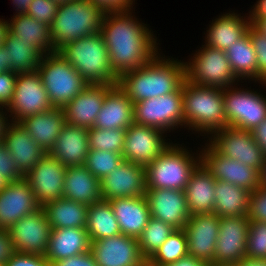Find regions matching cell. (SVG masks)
<instances>
[{
    "label": "cell",
    "instance_id": "cell-50",
    "mask_svg": "<svg viewBox=\"0 0 266 266\" xmlns=\"http://www.w3.org/2000/svg\"><path fill=\"white\" fill-rule=\"evenodd\" d=\"M104 13L131 10L133 0H89Z\"/></svg>",
    "mask_w": 266,
    "mask_h": 266
},
{
    "label": "cell",
    "instance_id": "cell-34",
    "mask_svg": "<svg viewBox=\"0 0 266 266\" xmlns=\"http://www.w3.org/2000/svg\"><path fill=\"white\" fill-rule=\"evenodd\" d=\"M12 21V22H11ZM9 23V31L44 55L56 52L50 35V27L27 14L15 15ZM48 51V52H47Z\"/></svg>",
    "mask_w": 266,
    "mask_h": 266
},
{
    "label": "cell",
    "instance_id": "cell-61",
    "mask_svg": "<svg viewBox=\"0 0 266 266\" xmlns=\"http://www.w3.org/2000/svg\"><path fill=\"white\" fill-rule=\"evenodd\" d=\"M252 24L264 35H266V18L265 19H250Z\"/></svg>",
    "mask_w": 266,
    "mask_h": 266
},
{
    "label": "cell",
    "instance_id": "cell-63",
    "mask_svg": "<svg viewBox=\"0 0 266 266\" xmlns=\"http://www.w3.org/2000/svg\"><path fill=\"white\" fill-rule=\"evenodd\" d=\"M8 182L4 179V177L0 174V189L3 188Z\"/></svg>",
    "mask_w": 266,
    "mask_h": 266
},
{
    "label": "cell",
    "instance_id": "cell-1",
    "mask_svg": "<svg viewBox=\"0 0 266 266\" xmlns=\"http://www.w3.org/2000/svg\"><path fill=\"white\" fill-rule=\"evenodd\" d=\"M145 25L133 19L130 10L105 13L100 33L118 77L141 68L159 54L156 39Z\"/></svg>",
    "mask_w": 266,
    "mask_h": 266
},
{
    "label": "cell",
    "instance_id": "cell-31",
    "mask_svg": "<svg viewBox=\"0 0 266 266\" xmlns=\"http://www.w3.org/2000/svg\"><path fill=\"white\" fill-rule=\"evenodd\" d=\"M63 198L90 206L102 200L100 180L83 165L67 167Z\"/></svg>",
    "mask_w": 266,
    "mask_h": 266
},
{
    "label": "cell",
    "instance_id": "cell-20",
    "mask_svg": "<svg viewBox=\"0 0 266 266\" xmlns=\"http://www.w3.org/2000/svg\"><path fill=\"white\" fill-rule=\"evenodd\" d=\"M100 186L102 199L106 201L144 196L147 190L145 167L123 160L100 180Z\"/></svg>",
    "mask_w": 266,
    "mask_h": 266
},
{
    "label": "cell",
    "instance_id": "cell-56",
    "mask_svg": "<svg viewBox=\"0 0 266 266\" xmlns=\"http://www.w3.org/2000/svg\"><path fill=\"white\" fill-rule=\"evenodd\" d=\"M13 1V5H15V7H17V11L18 14L16 15H23L26 14L28 9L30 8L31 2L33 0H12Z\"/></svg>",
    "mask_w": 266,
    "mask_h": 266
},
{
    "label": "cell",
    "instance_id": "cell-6",
    "mask_svg": "<svg viewBox=\"0 0 266 266\" xmlns=\"http://www.w3.org/2000/svg\"><path fill=\"white\" fill-rule=\"evenodd\" d=\"M186 150L170 144L145 168L146 188L185 191L191 174L201 164L200 156L195 161Z\"/></svg>",
    "mask_w": 266,
    "mask_h": 266
},
{
    "label": "cell",
    "instance_id": "cell-22",
    "mask_svg": "<svg viewBox=\"0 0 266 266\" xmlns=\"http://www.w3.org/2000/svg\"><path fill=\"white\" fill-rule=\"evenodd\" d=\"M151 217L183 229L190 218L186 194L183 190L147 189L145 193Z\"/></svg>",
    "mask_w": 266,
    "mask_h": 266
},
{
    "label": "cell",
    "instance_id": "cell-25",
    "mask_svg": "<svg viewBox=\"0 0 266 266\" xmlns=\"http://www.w3.org/2000/svg\"><path fill=\"white\" fill-rule=\"evenodd\" d=\"M89 151L88 129L66 123L49 153L70 167L84 165Z\"/></svg>",
    "mask_w": 266,
    "mask_h": 266
},
{
    "label": "cell",
    "instance_id": "cell-48",
    "mask_svg": "<svg viewBox=\"0 0 266 266\" xmlns=\"http://www.w3.org/2000/svg\"><path fill=\"white\" fill-rule=\"evenodd\" d=\"M17 73L12 71L0 72V108L7 107L11 103L15 90ZM2 106V107H1Z\"/></svg>",
    "mask_w": 266,
    "mask_h": 266
},
{
    "label": "cell",
    "instance_id": "cell-15",
    "mask_svg": "<svg viewBox=\"0 0 266 266\" xmlns=\"http://www.w3.org/2000/svg\"><path fill=\"white\" fill-rule=\"evenodd\" d=\"M201 152V164L216 179L242 187L250 192L260 186L257 169L220 154L210 143Z\"/></svg>",
    "mask_w": 266,
    "mask_h": 266
},
{
    "label": "cell",
    "instance_id": "cell-43",
    "mask_svg": "<svg viewBox=\"0 0 266 266\" xmlns=\"http://www.w3.org/2000/svg\"><path fill=\"white\" fill-rule=\"evenodd\" d=\"M246 258L266 260V222L249 223Z\"/></svg>",
    "mask_w": 266,
    "mask_h": 266
},
{
    "label": "cell",
    "instance_id": "cell-37",
    "mask_svg": "<svg viewBox=\"0 0 266 266\" xmlns=\"http://www.w3.org/2000/svg\"><path fill=\"white\" fill-rule=\"evenodd\" d=\"M4 46L8 51V65L10 71L15 73H27L38 69L44 54L36 47H31L10 32L8 33Z\"/></svg>",
    "mask_w": 266,
    "mask_h": 266
},
{
    "label": "cell",
    "instance_id": "cell-40",
    "mask_svg": "<svg viewBox=\"0 0 266 266\" xmlns=\"http://www.w3.org/2000/svg\"><path fill=\"white\" fill-rule=\"evenodd\" d=\"M176 230L171 225L151 217L138 238L140 251L146 261L157 251L166 239Z\"/></svg>",
    "mask_w": 266,
    "mask_h": 266
},
{
    "label": "cell",
    "instance_id": "cell-24",
    "mask_svg": "<svg viewBox=\"0 0 266 266\" xmlns=\"http://www.w3.org/2000/svg\"><path fill=\"white\" fill-rule=\"evenodd\" d=\"M2 142L23 176L30 172L46 154L19 122L8 124Z\"/></svg>",
    "mask_w": 266,
    "mask_h": 266
},
{
    "label": "cell",
    "instance_id": "cell-2",
    "mask_svg": "<svg viewBox=\"0 0 266 266\" xmlns=\"http://www.w3.org/2000/svg\"><path fill=\"white\" fill-rule=\"evenodd\" d=\"M155 56L141 68L118 78V87L133 103L175 92L185 80L184 62Z\"/></svg>",
    "mask_w": 266,
    "mask_h": 266
},
{
    "label": "cell",
    "instance_id": "cell-45",
    "mask_svg": "<svg viewBox=\"0 0 266 266\" xmlns=\"http://www.w3.org/2000/svg\"><path fill=\"white\" fill-rule=\"evenodd\" d=\"M58 7L59 4L53 0H33L26 14L50 27Z\"/></svg>",
    "mask_w": 266,
    "mask_h": 266
},
{
    "label": "cell",
    "instance_id": "cell-14",
    "mask_svg": "<svg viewBox=\"0 0 266 266\" xmlns=\"http://www.w3.org/2000/svg\"><path fill=\"white\" fill-rule=\"evenodd\" d=\"M50 231V223L42 208L24 216L7 229L13 251L40 256H45Z\"/></svg>",
    "mask_w": 266,
    "mask_h": 266
},
{
    "label": "cell",
    "instance_id": "cell-16",
    "mask_svg": "<svg viewBox=\"0 0 266 266\" xmlns=\"http://www.w3.org/2000/svg\"><path fill=\"white\" fill-rule=\"evenodd\" d=\"M163 133L158 128L131 124L125 132L123 159L146 168L170 145Z\"/></svg>",
    "mask_w": 266,
    "mask_h": 266
},
{
    "label": "cell",
    "instance_id": "cell-18",
    "mask_svg": "<svg viewBox=\"0 0 266 266\" xmlns=\"http://www.w3.org/2000/svg\"><path fill=\"white\" fill-rule=\"evenodd\" d=\"M220 217L214 213L191 215L183 228L187 238L188 255L213 265Z\"/></svg>",
    "mask_w": 266,
    "mask_h": 266
},
{
    "label": "cell",
    "instance_id": "cell-55",
    "mask_svg": "<svg viewBox=\"0 0 266 266\" xmlns=\"http://www.w3.org/2000/svg\"><path fill=\"white\" fill-rule=\"evenodd\" d=\"M250 19H265L266 18V0H258L252 13H250Z\"/></svg>",
    "mask_w": 266,
    "mask_h": 266
},
{
    "label": "cell",
    "instance_id": "cell-59",
    "mask_svg": "<svg viewBox=\"0 0 266 266\" xmlns=\"http://www.w3.org/2000/svg\"><path fill=\"white\" fill-rule=\"evenodd\" d=\"M236 266H266V260L245 258L242 262L238 263Z\"/></svg>",
    "mask_w": 266,
    "mask_h": 266
},
{
    "label": "cell",
    "instance_id": "cell-26",
    "mask_svg": "<svg viewBox=\"0 0 266 266\" xmlns=\"http://www.w3.org/2000/svg\"><path fill=\"white\" fill-rule=\"evenodd\" d=\"M121 233L138 239L151 218L147 198H115L109 201Z\"/></svg>",
    "mask_w": 266,
    "mask_h": 266
},
{
    "label": "cell",
    "instance_id": "cell-46",
    "mask_svg": "<svg viewBox=\"0 0 266 266\" xmlns=\"http://www.w3.org/2000/svg\"><path fill=\"white\" fill-rule=\"evenodd\" d=\"M248 220L266 222V188L258 187L250 193Z\"/></svg>",
    "mask_w": 266,
    "mask_h": 266
},
{
    "label": "cell",
    "instance_id": "cell-10",
    "mask_svg": "<svg viewBox=\"0 0 266 266\" xmlns=\"http://www.w3.org/2000/svg\"><path fill=\"white\" fill-rule=\"evenodd\" d=\"M230 88L223 89L228 126L252 131L266 119V98L256 91Z\"/></svg>",
    "mask_w": 266,
    "mask_h": 266
},
{
    "label": "cell",
    "instance_id": "cell-7",
    "mask_svg": "<svg viewBox=\"0 0 266 266\" xmlns=\"http://www.w3.org/2000/svg\"><path fill=\"white\" fill-rule=\"evenodd\" d=\"M37 71L54 108H64L88 85L58 51L44 55Z\"/></svg>",
    "mask_w": 266,
    "mask_h": 266
},
{
    "label": "cell",
    "instance_id": "cell-44",
    "mask_svg": "<svg viewBox=\"0 0 266 266\" xmlns=\"http://www.w3.org/2000/svg\"><path fill=\"white\" fill-rule=\"evenodd\" d=\"M250 39L256 53L257 81L266 84V35L251 24Z\"/></svg>",
    "mask_w": 266,
    "mask_h": 266
},
{
    "label": "cell",
    "instance_id": "cell-52",
    "mask_svg": "<svg viewBox=\"0 0 266 266\" xmlns=\"http://www.w3.org/2000/svg\"><path fill=\"white\" fill-rule=\"evenodd\" d=\"M13 252L11 239L7 230H0V265L4 266Z\"/></svg>",
    "mask_w": 266,
    "mask_h": 266
},
{
    "label": "cell",
    "instance_id": "cell-19",
    "mask_svg": "<svg viewBox=\"0 0 266 266\" xmlns=\"http://www.w3.org/2000/svg\"><path fill=\"white\" fill-rule=\"evenodd\" d=\"M66 168L47 152L24 176L41 206L48 201L63 197Z\"/></svg>",
    "mask_w": 266,
    "mask_h": 266
},
{
    "label": "cell",
    "instance_id": "cell-62",
    "mask_svg": "<svg viewBox=\"0 0 266 266\" xmlns=\"http://www.w3.org/2000/svg\"><path fill=\"white\" fill-rule=\"evenodd\" d=\"M260 187L266 188V157L260 170Z\"/></svg>",
    "mask_w": 266,
    "mask_h": 266
},
{
    "label": "cell",
    "instance_id": "cell-5",
    "mask_svg": "<svg viewBox=\"0 0 266 266\" xmlns=\"http://www.w3.org/2000/svg\"><path fill=\"white\" fill-rule=\"evenodd\" d=\"M105 13L89 0H73L59 4L50 26L54 50L82 37L101 32Z\"/></svg>",
    "mask_w": 266,
    "mask_h": 266
},
{
    "label": "cell",
    "instance_id": "cell-41",
    "mask_svg": "<svg viewBox=\"0 0 266 266\" xmlns=\"http://www.w3.org/2000/svg\"><path fill=\"white\" fill-rule=\"evenodd\" d=\"M126 129H88L90 150H103L122 153Z\"/></svg>",
    "mask_w": 266,
    "mask_h": 266
},
{
    "label": "cell",
    "instance_id": "cell-36",
    "mask_svg": "<svg viewBox=\"0 0 266 266\" xmlns=\"http://www.w3.org/2000/svg\"><path fill=\"white\" fill-rule=\"evenodd\" d=\"M85 229L91 242L121 233L119 223L109 201L102 199L88 207Z\"/></svg>",
    "mask_w": 266,
    "mask_h": 266
},
{
    "label": "cell",
    "instance_id": "cell-60",
    "mask_svg": "<svg viewBox=\"0 0 266 266\" xmlns=\"http://www.w3.org/2000/svg\"><path fill=\"white\" fill-rule=\"evenodd\" d=\"M4 117V114L0 111V142L3 141L5 136L6 128L9 124L8 119ZM7 121V122H6Z\"/></svg>",
    "mask_w": 266,
    "mask_h": 266
},
{
    "label": "cell",
    "instance_id": "cell-23",
    "mask_svg": "<svg viewBox=\"0 0 266 266\" xmlns=\"http://www.w3.org/2000/svg\"><path fill=\"white\" fill-rule=\"evenodd\" d=\"M113 85L92 84L80 92L64 108L66 123L92 128L104 102L106 94Z\"/></svg>",
    "mask_w": 266,
    "mask_h": 266
},
{
    "label": "cell",
    "instance_id": "cell-21",
    "mask_svg": "<svg viewBox=\"0 0 266 266\" xmlns=\"http://www.w3.org/2000/svg\"><path fill=\"white\" fill-rule=\"evenodd\" d=\"M41 208L27 181L8 182L0 189V230H7L21 218Z\"/></svg>",
    "mask_w": 266,
    "mask_h": 266
},
{
    "label": "cell",
    "instance_id": "cell-51",
    "mask_svg": "<svg viewBox=\"0 0 266 266\" xmlns=\"http://www.w3.org/2000/svg\"><path fill=\"white\" fill-rule=\"evenodd\" d=\"M51 266H97L91 252L75 255L53 262Z\"/></svg>",
    "mask_w": 266,
    "mask_h": 266
},
{
    "label": "cell",
    "instance_id": "cell-35",
    "mask_svg": "<svg viewBox=\"0 0 266 266\" xmlns=\"http://www.w3.org/2000/svg\"><path fill=\"white\" fill-rule=\"evenodd\" d=\"M250 193L242 187L216 180L214 214L220 218L247 215Z\"/></svg>",
    "mask_w": 266,
    "mask_h": 266
},
{
    "label": "cell",
    "instance_id": "cell-29",
    "mask_svg": "<svg viewBox=\"0 0 266 266\" xmlns=\"http://www.w3.org/2000/svg\"><path fill=\"white\" fill-rule=\"evenodd\" d=\"M32 139L47 153L49 152L66 124L63 108L27 116L19 121Z\"/></svg>",
    "mask_w": 266,
    "mask_h": 266
},
{
    "label": "cell",
    "instance_id": "cell-27",
    "mask_svg": "<svg viewBox=\"0 0 266 266\" xmlns=\"http://www.w3.org/2000/svg\"><path fill=\"white\" fill-rule=\"evenodd\" d=\"M134 123V103L129 96L114 86L105 96L94 127L101 129H127Z\"/></svg>",
    "mask_w": 266,
    "mask_h": 266
},
{
    "label": "cell",
    "instance_id": "cell-39",
    "mask_svg": "<svg viewBox=\"0 0 266 266\" xmlns=\"http://www.w3.org/2000/svg\"><path fill=\"white\" fill-rule=\"evenodd\" d=\"M187 255L186 234L183 229H176L147 260V266H165Z\"/></svg>",
    "mask_w": 266,
    "mask_h": 266
},
{
    "label": "cell",
    "instance_id": "cell-28",
    "mask_svg": "<svg viewBox=\"0 0 266 266\" xmlns=\"http://www.w3.org/2000/svg\"><path fill=\"white\" fill-rule=\"evenodd\" d=\"M90 250L91 240L85 228H54L50 231L45 258L51 265L58 260Z\"/></svg>",
    "mask_w": 266,
    "mask_h": 266
},
{
    "label": "cell",
    "instance_id": "cell-38",
    "mask_svg": "<svg viewBox=\"0 0 266 266\" xmlns=\"http://www.w3.org/2000/svg\"><path fill=\"white\" fill-rule=\"evenodd\" d=\"M228 61L235 76L257 80V59L253 44L248 33L240 40L233 43L226 51Z\"/></svg>",
    "mask_w": 266,
    "mask_h": 266
},
{
    "label": "cell",
    "instance_id": "cell-9",
    "mask_svg": "<svg viewBox=\"0 0 266 266\" xmlns=\"http://www.w3.org/2000/svg\"><path fill=\"white\" fill-rule=\"evenodd\" d=\"M134 123L158 128L164 133L183 126L182 85L170 94L134 103Z\"/></svg>",
    "mask_w": 266,
    "mask_h": 266
},
{
    "label": "cell",
    "instance_id": "cell-49",
    "mask_svg": "<svg viewBox=\"0 0 266 266\" xmlns=\"http://www.w3.org/2000/svg\"><path fill=\"white\" fill-rule=\"evenodd\" d=\"M4 266H51L45 256L13 252Z\"/></svg>",
    "mask_w": 266,
    "mask_h": 266
},
{
    "label": "cell",
    "instance_id": "cell-3",
    "mask_svg": "<svg viewBox=\"0 0 266 266\" xmlns=\"http://www.w3.org/2000/svg\"><path fill=\"white\" fill-rule=\"evenodd\" d=\"M58 52L88 85L117 86L119 77L111 67L109 53L101 33L67 43Z\"/></svg>",
    "mask_w": 266,
    "mask_h": 266
},
{
    "label": "cell",
    "instance_id": "cell-47",
    "mask_svg": "<svg viewBox=\"0 0 266 266\" xmlns=\"http://www.w3.org/2000/svg\"><path fill=\"white\" fill-rule=\"evenodd\" d=\"M0 174L7 182L18 181L24 178L3 142H0Z\"/></svg>",
    "mask_w": 266,
    "mask_h": 266
},
{
    "label": "cell",
    "instance_id": "cell-17",
    "mask_svg": "<svg viewBox=\"0 0 266 266\" xmlns=\"http://www.w3.org/2000/svg\"><path fill=\"white\" fill-rule=\"evenodd\" d=\"M97 266H147L138 239L122 233L91 242Z\"/></svg>",
    "mask_w": 266,
    "mask_h": 266
},
{
    "label": "cell",
    "instance_id": "cell-33",
    "mask_svg": "<svg viewBox=\"0 0 266 266\" xmlns=\"http://www.w3.org/2000/svg\"><path fill=\"white\" fill-rule=\"evenodd\" d=\"M88 207V205L63 197L48 201L41 206L50 223L51 229L85 228Z\"/></svg>",
    "mask_w": 266,
    "mask_h": 266
},
{
    "label": "cell",
    "instance_id": "cell-13",
    "mask_svg": "<svg viewBox=\"0 0 266 266\" xmlns=\"http://www.w3.org/2000/svg\"><path fill=\"white\" fill-rule=\"evenodd\" d=\"M210 144L222 155L240 161L259 172L265 155L248 130L225 127L213 133Z\"/></svg>",
    "mask_w": 266,
    "mask_h": 266
},
{
    "label": "cell",
    "instance_id": "cell-64",
    "mask_svg": "<svg viewBox=\"0 0 266 266\" xmlns=\"http://www.w3.org/2000/svg\"><path fill=\"white\" fill-rule=\"evenodd\" d=\"M53 1H55L57 4H64L66 2L73 1V0H53Z\"/></svg>",
    "mask_w": 266,
    "mask_h": 266
},
{
    "label": "cell",
    "instance_id": "cell-11",
    "mask_svg": "<svg viewBox=\"0 0 266 266\" xmlns=\"http://www.w3.org/2000/svg\"><path fill=\"white\" fill-rule=\"evenodd\" d=\"M6 108L13 115V122L53 108L37 70L18 73L11 103ZM15 120V121H14Z\"/></svg>",
    "mask_w": 266,
    "mask_h": 266
},
{
    "label": "cell",
    "instance_id": "cell-42",
    "mask_svg": "<svg viewBox=\"0 0 266 266\" xmlns=\"http://www.w3.org/2000/svg\"><path fill=\"white\" fill-rule=\"evenodd\" d=\"M122 153H114L103 150H90L84 167L87 168L97 179L102 180L123 161Z\"/></svg>",
    "mask_w": 266,
    "mask_h": 266
},
{
    "label": "cell",
    "instance_id": "cell-58",
    "mask_svg": "<svg viewBox=\"0 0 266 266\" xmlns=\"http://www.w3.org/2000/svg\"><path fill=\"white\" fill-rule=\"evenodd\" d=\"M9 32V23L0 19V47L4 45Z\"/></svg>",
    "mask_w": 266,
    "mask_h": 266
},
{
    "label": "cell",
    "instance_id": "cell-12",
    "mask_svg": "<svg viewBox=\"0 0 266 266\" xmlns=\"http://www.w3.org/2000/svg\"><path fill=\"white\" fill-rule=\"evenodd\" d=\"M249 223L247 215L220 218L214 266H236L246 258Z\"/></svg>",
    "mask_w": 266,
    "mask_h": 266
},
{
    "label": "cell",
    "instance_id": "cell-32",
    "mask_svg": "<svg viewBox=\"0 0 266 266\" xmlns=\"http://www.w3.org/2000/svg\"><path fill=\"white\" fill-rule=\"evenodd\" d=\"M241 18L234 12L219 16L207 31V43L205 45L227 51L233 43L248 33L249 27L252 24L250 16L247 18L249 21Z\"/></svg>",
    "mask_w": 266,
    "mask_h": 266
},
{
    "label": "cell",
    "instance_id": "cell-8",
    "mask_svg": "<svg viewBox=\"0 0 266 266\" xmlns=\"http://www.w3.org/2000/svg\"><path fill=\"white\" fill-rule=\"evenodd\" d=\"M202 48L194 55L192 62L184 63L185 80L199 86L231 87L238 79L231 69L226 51L207 45Z\"/></svg>",
    "mask_w": 266,
    "mask_h": 266
},
{
    "label": "cell",
    "instance_id": "cell-57",
    "mask_svg": "<svg viewBox=\"0 0 266 266\" xmlns=\"http://www.w3.org/2000/svg\"><path fill=\"white\" fill-rule=\"evenodd\" d=\"M7 55H8L7 47L3 45L2 47H0V72L10 71Z\"/></svg>",
    "mask_w": 266,
    "mask_h": 266
},
{
    "label": "cell",
    "instance_id": "cell-54",
    "mask_svg": "<svg viewBox=\"0 0 266 266\" xmlns=\"http://www.w3.org/2000/svg\"><path fill=\"white\" fill-rule=\"evenodd\" d=\"M165 266H209V265L193 256L187 255L183 258H180L176 262Z\"/></svg>",
    "mask_w": 266,
    "mask_h": 266
},
{
    "label": "cell",
    "instance_id": "cell-30",
    "mask_svg": "<svg viewBox=\"0 0 266 266\" xmlns=\"http://www.w3.org/2000/svg\"><path fill=\"white\" fill-rule=\"evenodd\" d=\"M216 179L200 164L185 188L190 215L214 213Z\"/></svg>",
    "mask_w": 266,
    "mask_h": 266
},
{
    "label": "cell",
    "instance_id": "cell-53",
    "mask_svg": "<svg viewBox=\"0 0 266 266\" xmlns=\"http://www.w3.org/2000/svg\"><path fill=\"white\" fill-rule=\"evenodd\" d=\"M255 142L262 149L266 156V119L263 120L255 129L252 131Z\"/></svg>",
    "mask_w": 266,
    "mask_h": 266
},
{
    "label": "cell",
    "instance_id": "cell-4",
    "mask_svg": "<svg viewBox=\"0 0 266 266\" xmlns=\"http://www.w3.org/2000/svg\"><path fill=\"white\" fill-rule=\"evenodd\" d=\"M183 125L195 131L213 134L228 127L224 112L223 89L195 85L187 80L182 84Z\"/></svg>",
    "mask_w": 266,
    "mask_h": 266
}]
</instances>
